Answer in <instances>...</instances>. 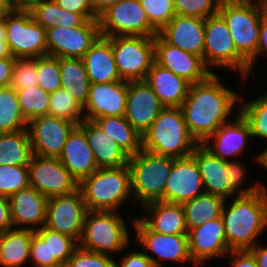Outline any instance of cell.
Segmentation results:
<instances>
[{
    "label": "cell",
    "mask_w": 267,
    "mask_h": 267,
    "mask_svg": "<svg viewBox=\"0 0 267 267\" xmlns=\"http://www.w3.org/2000/svg\"><path fill=\"white\" fill-rule=\"evenodd\" d=\"M52 267H65V265L59 264L57 266H52Z\"/></svg>",
    "instance_id": "obj_65"
},
{
    "label": "cell",
    "mask_w": 267,
    "mask_h": 267,
    "mask_svg": "<svg viewBox=\"0 0 267 267\" xmlns=\"http://www.w3.org/2000/svg\"><path fill=\"white\" fill-rule=\"evenodd\" d=\"M47 31V55L83 58L100 36L99 20H87L82 26H56Z\"/></svg>",
    "instance_id": "obj_15"
},
{
    "label": "cell",
    "mask_w": 267,
    "mask_h": 267,
    "mask_svg": "<svg viewBox=\"0 0 267 267\" xmlns=\"http://www.w3.org/2000/svg\"><path fill=\"white\" fill-rule=\"evenodd\" d=\"M150 214L141 220L154 232L162 234H188L182 204L152 201L143 205Z\"/></svg>",
    "instance_id": "obj_30"
},
{
    "label": "cell",
    "mask_w": 267,
    "mask_h": 267,
    "mask_svg": "<svg viewBox=\"0 0 267 267\" xmlns=\"http://www.w3.org/2000/svg\"><path fill=\"white\" fill-rule=\"evenodd\" d=\"M38 86L49 94L62 88L59 58L50 55L37 57Z\"/></svg>",
    "instance_id": "obj_42"
},
{
    "label": "cell",
    "mask_w": 267,
    "mask_h": 267,
    "mask_svg": "<svg viewBox=\"0 0 267 267\" xmlns=\"http://www.w3.org/2000/svg\"><path fill=\"white\" fill-rule=\"evenodd\" d=\"M64 10L84 14L89 20H98L99 18L93 12L90 0H55Z\"/></svg>",
    "instance_id": "obj_51"
},
{
    "label": "cell",
    "mask_w": 267,
    "mask_h": 267,
    "mask_svg": "<svg viewBox=\"0 0 267 267\" xmlns=\"http://www.w3.org/2000/svg\"><path fill=\"white\" fill-rule=\"evenodd\" d=\"M58 158L78 183L98 169L85 132L78 125L69 134Z\"/></svg>",
    "instance_id": "obj_26"
},
{
    "label": "cell",
    "mask_w": 267,
    "mask_h": 267,
    "mask_svg": "<svg viewBox=\"0 0 267 267\" xmlns=\"http://www.w3.org/2000/svg\"><path fill=\"white\" fill-rule=\"evenodd\" d=\"M136 240L146 254L149 250L159 259L175 262H193L189 254L188 234H162L152 231L140 218L133 220Z\"/></svg>",
    "instance_id": "obj_20"
},
{
    "label": "cell",
    "mask_w": 267,
    "mask_h": 267,
    "mask_svg": "<svg viewBox=\"0 0 267 267\" xmlns=\"http://www.w3.org/2000/svg\"><path fill=\"white\" fill-rule=\"evenodd\" d=\"M6 42L11 56L37 58L47 55V31L29 9L16 8L4 15Z\"/></svg>",
    "instance_id": "obj_8"
},
{
    "label": "cell",
    "mask_w": 267,
    "mask_h": 267,
    "mask_svg": "<svg viewBox=\"0 0 267 267\" xmlns=\"http://www.w3.org/2000/svg\"><path fill=\"white\" fill-rule=\"evenodd\" d=\"M94 121L129 156L142 150V135L128 122L125 116L99 117Z\"/></svg>",
    "instance_id": "obj_33"
},
{
    "label": "cell",
    "mask_w": 267,
    "mask_h": 267,
    "mask_svg": "<svg viewBox=\"0 0 267 267\" xmlns=\"http://www.w3.org/2000/svg\"><path fill=\"white\" fill-rule=\"evenodd\" d=\"M11 54L9 52L6 42V27L4 16L0 17V59L8 58Z\"/></svg>",
    "instance_id": "obj_59"
},
{
    "label": "cell",
    "mask_w": 267,
    "mask_h": 267,
    "mask_svg": "<svg viewBox=\"0 0 267 267\" xmlns=\"http://www.w3.org/2000/svg\"><path fill=\"white\" fill-rule=\"evenodd\" d=\"M78 126L85 132L98 168L128 164L129 155L95 121L84 119Z\"/></svg>",
    "instance_id": "obj_27"
},
{
    "label": "cell",
    "mask_w": 267,
    "mask_h": 267,
    "mask_svg": "<svg viewBox=\"0 0 267 267\" xmlns=\"http://www.w3.org/2000/svg\"><path fill=\"white\" fill-rule=\"evenodd\" d=\"M13 229L8 197L0 196V234Z\"/></svg>",
    "instance_id": "obj_54"
},
{
    "label": "cell",
    "mask_w": 267,
    "mask_h": 267,
    "mask_svg": "<svg viewBox=\"0 0 267 267\" xmlns=\"http://www.w3.org/2000/svg\"><path fill=\"white\" fill-rule=\"evenodd\" d=\"M260 4L263 10V15L267 18V0H261Z\"/></svg>",
    "instance_id": "obj_63"
},
{
    "label": "cell",
    "mask_w": 267,
    "mask_h": 267,
    "mask_svg": "<svg viewBox=\"0 0 267 267\" xmlns=\"http://www.w3.org/2000/svg\"><path fill=\"white\" fill-rule=\"evenodd\" d=\"M23 116L27 121L48 115L50 94L39 86H30L16 91Z\"/></svg>",
    "instance_id": "obj_38"
},
{
    "label": "cell",
    "mask_w": 267,
    "mask_h": 267,
    "mask_svg": "<svg viewBox=\"0 0 267 267\" xmlns=\"http://www.w3.org/2000/svg\"><path fill=\"white\" fill-rule=\"evenodd\" d=\"M33 19L44 29L54 28L60 16V6L55 0H41L29 8Z\"/></svg>",
    "instance_id": "obj_46"
},
{
    "label": "cell",
    "mask_w": 267,
    "mask_h": 267,
    "mask_svg": "<svg viewBox=\"0 0 267 267\" xmlns=\"http://www.w3.org/2000/svg\"><path fill=\"white\" fill-rule=\"evenodd\" d=\"M246 172L247 171L245 170L243 165H241V163H238L236 161L234 162V160L226 161V173L228 174L227 177L230 186L238 195L253 194L260 191L261 189H266L265 186L259 182H256L252 186L250 185L246 189H244V187L241 188L242 187L241 185L243 184L244 181V177H246L245 176Z\"/></svg>",
    "instance_id": "obj_48"
},
{
    "label": "cell",
    "mask_w": 267,
    "mask_h": 267,
    "mask_svg": "<svg viewBox=\"0 0 267 267\" xmlns=\"http://www.w3.org/2000/svg\"><path fill=\"white\" fill-rule=\"evenodd\" d=\"M9 201L14 229L36 231L45 225L48 198L39 193L35 188L28 186L21 189L11 195ZM37 225L39 227L36 228Z\"/></svg>",
    "instance_id": "obj_23"
},
{
    "label": "cell",
    "mask_w": 267,
    "mask_h": 267,
    "mask_svg": "<svg viewBox=\"0 0 267 267\" xmlns=\"http://www.w3.org/2000/svg\"><path fill=\"white\" fill-rule=\"evenodd\" d=\"M187 236L189 254L195 267L211 258L225 256L231 251L221 217L190 229Z\"/></svg>",
    "instance_id": "obj_19"
},
{
    "label": "cell",
    "mask_w": 267,
    "mask_h": 267,
    "mask_svg": "<svg viewBox=\"0 0 267 267\" xmlns=\"http://www.w3.org/2000/svg\"><path fill=\"white\" fill-rule=\"evenodd\" d=\"M59 70L62 88L84 106L88 99L91 81L82 59L59 57Z\"/></svg>",
    "instance_id": "obj_32"
},
{
    "label": "cell",
    "mask_w": 267,
    "mask_h": 267,
    "mask_svg": "<svg viewBox=\"0 0 267 267\" xmlns=\"http://www.w3.org/2000/svg\"><path fill=\"white\" fill-rule=\"evenodd\" d=\"M82 61L91 83L122 81L115 63L112 44L106 37L99 36Z\"/></svg>",
    "instance_id": "obj_29"
},
{
    "label": "cell",
    "mask_w": 267,
    "mask_h": 267,
    "mask_svg": "<svg viewBox=\"0 0 267 267\" xmlns=\"http://www.w3.org/2000/svg\"><path fill=\"white\" fill-rule=\"evenodd\" d=\"M174 158L145 150L129 156L131 192L141 206L152 201L164 202V191Z\"/></svg>",
    "instance_id": "obj_5"
},
{
    "label": "cell",
    "mask_w": 267,
    "mask_h": 267,
    "mask_svg": "<svg viewBox=\"0 0 267 267\" xmlns=\"http://www.w3.org/2000/svg\"><path fill=\"white\" fill-rule=\"evenodd\" d=\"M77 126L72 121L51 115L35 117L28 121L32 155L58 158L71 131Z\"/></svg>",
    "instance_id": "obj_13"
},
{
    "label": "cell",
    "mask_w": 267,
    "mask_h": 267,
    "mask_svg": "<svg viewBox=\"0 0 267 267\" xmlns=\"http://www.w3.org/2000/svg\"><path fill=\"white\" fill-rule=\"evenodd\" d=\"M34 230L11 229L0 234V266L21 267L28 264Z\"/></svg>",
    "instance_id": "obj_31"
},
{
    "label": "cell",
    "mask_w": 267,
    "mask_h": 267,
    "mask_svg": "<svg viewBox=\"0 0 267 267\" xmlns=\"http://www.w3.org/2000/svg\"><path fill=\"white\" fill-rule=\"evenodd\" d=\"M191 156L198 165L205 193L220 196L225 200L238 195L230 186L225 160L215 156L203 144H198Z\"/></svg>",
    "instance_id": "obj_25"
},
{
    "label": "cell",
    "mask_w": 267,
    "mask_h": 267,
    "mask_svg": "<svg viewBox=\"0 0 267 267\" xmlns=\"http://www.w3.org/2000/svg\"><path fill=\"white\" fill-rule=\"evenodd\" d=\"M15 61L13 56L0 59V87L10 86Z\"/></svg>",
    "instance_id": "obj_56"
},
{
    "label": "cell",
    "mask_w": 267,
    "mask_h": 267,
    "mask_svg": "<svg viewBox=\"0 0 267 267\" xmlns=\"http://www.w3.org/2000/svg\"><path fill=\"white\" fill-rule=\"evenodd\" d=\"M42 239H49L50 259H56L65 265L74 251L78 248V242L65 234L53 231L45 226L35 231Z\"/></svg>",
    "instance_id": "obj_40"
},
{
    "label": "cell",
    "mask_w": 267,
    "mask_h": 267,
    "mask_svg": "<svg viewBox=\"0 0 267 267\" xmlns=\"http://www.w3.org/2000/svg\"><path fill=\"white\" fill-rule=\"evenodd\" d=\"M226 201L220 196L204 193L182 203L188 231L204 222L220 218Z\"/></svg>",
    "instance_id": "obj_34"
},
{
    "label": "cell",
    "mask_w": 267,
    "mask_h": 267,
    "mask_svg": "<svg viewBox=\"0 0 267 267\" xmlns=\"http://www.w3.org/2000/svg\"><path fill=\"white\" fill-rule=\"evenodd\" d=\"M100 36H149L158 31L150 24L139 0H120L99 17Z\"/></svg>",
    "instance_id": "obj_11"
},
{
    "label": "cell",
    "mask_w": 267,
    "mask_h": 267,
    "mask_svg": "<svg viewBox=\"0 0 267 267\" xmlns=\"http://www.w3.org/2000/svg\"><path fill=\"white\" fill-rule=\"evenodd\" d=\"M204 184L192 156L174 158L164 191V202L182 204L204 194Z\"/></svg>",
    "instance_id": "obj_18"
},
{
    "label": "cell",
    "mask_w": 267,
    "mask_h": 267,
    "mask_svg": "<svg viewBox=\"0 0 267 267\" xmlns=\"http://www.w3.org/2000/svg\"><path fill=\"white\" fill-rule=\"evenodd\" d=\"M112 51L118 73L124 81L145 80L154 62V37L117 36L106 37Z\"/></svg>",
    "instance_id": "obj_10"
},
{
    "label": "cell",
    "mask_w": 267,
    "mask_h": 267,
    "mask_svg": "<svg viewBox=\"0 0 267 267\" xmlns=\"http://www.w3.org/2000/svg\"><path fill=\"white\" fill-rule=\"evenodd\" d=\"M163 108L145 80L127 82L125 117L141 135L151 127Z\"/></svg>",
    "instance_id": "obj_17"
},
{
    "label": "cell",
    "mask_w": 267,
    "mask_h": 267,
    "mask_svg": "<svg viewBox=\"0 0 267 267\" xmlns=\"http://www.w3.org/2000/svg\"><path fill=\"white\" fill-rule=\"evenodd\" d=\"M83 106L64 88L50 94L48 115L79 125L84 120Z\"/></svg>",
    "instance_id": "obj_37"
},
{
    "label": "cell",
    "mask_w": 267,
    "mask_h": 267,
    "mask_svg": "<svg viewBox=\"0 0 267 267\" xmlns=\"http://www.w3.org/2000/svg\"><path fill=\"white\" fill-rule=\"evenodd\" d=\"M16 8L29 9L34 3L41 0H13Z\"/></svg>",
    "instance_id": "obj_61"
},
{
    "label": "cell",
    "mask_w": 267,
    "mask_h": 267,
    "mask_svg": "<svg viewBox=\"0 0 267 267\" xmlns=\"http://www.w3.org/2000/svg\"><path fill=\"white\" fill-rule=\"evenodd\" d=\"M145 81L159 98L164 107H180L187 97L190 83L177 76L155 61L147 73Z\"/></svg>",
    "instance_id": "obj_28"
},
{
    "label": "cell",
    "mask_w": 267,
    "mask_h": 267,
    "mask_svg": "<svg viewBox=\"0 0 267 267\" xmlns=\"http://www.w3.org/2000/svg\"><path fill=\"white\" fill-rule=\"evenodd\" d=\"M203 62L210 69L221 66L240 71L245 79L249 75V63L238 53L229 28L217 13L205 19Z\"/></svg>",
    "instance_id": "obj_9"
},
{
    "label": "cell",
    "mask_w": 267,
    "mask_h": 267,
    "mask_svg": "<svg viewBox=\"0 0 267 267\" xmlns=\"http://www.w3.org/2000/svg\"><path fill=\"white\" fill-rule=\"evenodd\" d=\"M32 157L28 129L0 133V165H28Z\"/></svg>",
    "instance_id": "obj_35"
},
{
    "label": "cell",
    "mask_w": 267,
    "mask_h": 267,
    "mask_svg": "<svg viewBox=\"0 0 267 267\" xmlns=\"http://www.w3.org/2000/svg\"><path fill=\"white\" fill-rule=\"evenodd\" d=\"M229 255H232L230 267H258L256 259L249 250H231Z\"/></svg>",
    "instance_id": "obj_53"
},
{
    "label": "cell",
    "mask_w": 267,
    "mask_h": 267,
    "mask_svg": "<svg viewBox=\"0 0 267 267\" xmlns=\"http://www.w3.org/2000/svg\"><path fill=\"white\" fill-rule=\"evenodd\" d=\"M249 251L255 257L258 267H267V247H263L257 242Z\"/></svg>",
    "instance_id": "obj_57"
},
{
    "label": "cell",
    "mask_w": 267,
    "mask_h": 267,
    "mask_svg": "<svg viewBox=\"0 0 267 267\" xmlns=\"http://www.w3.org/2000/svg\"><path fill=\"white\" fill-rule=\"evenodd\" d=\"M78 189L88 211L118 212L127 198L134 199L128 164L120 167L98 168L78 183Z\"/></svg>",
    "instance_id": "obj_4"
},
{
    "label": "cell",
    "mask_w": 267,
    "mask_h": 267,
    "mask_svg": "<svg viewBox=\"0 0 267 267\" xmlns=\"http://www.w3.org/2000/svg\"><path fill=\"white\" fill-rule=\"evenodd\" d=\"M239 94L226 88L212 73L205 81L190 84L187 97L180 106L189 133L203 144L227 118L239 102Z\"/></svg>",
    "instance_id": "obj_1"
},
{
    "label": "cell",
    "mask_w": 267,
    "mask_h": 267,
    "mask_svg": "<svg viewBox=\"0 0 267 267\" xmlns=\"http://www.w3.org/2000/svg\"><path fill=\"white\" fill-rule=\"evenodd\" d=\"M120 261V265L116 262L114 267H161V261L155 259L149 254L140 251H133L128 255H124Z\"/></svg>",
    "instance_id": "obj_50"
},
{
    "label": "cell",
    "mask_w": 267,
    "mask_h": 267,
    "mask_svg": "<svg viewBox=\"0 0 267 267\" xmlns=\"http://www.w3.org/2000/svg\"><path fill=\"white\" fill-rule=\"evenodd\" d=\"M158 34L168 43L203 59L205 19L175 15Z\"/></svg>",
    "instance_id": "obj_22"
},
{
    "label": "cell",
    "mask_w": 267,
    "mask_h": 267,
    "mask_svg": "<svg viewBox=\"0 0 267 267\" xmlns=\"http://www.w3.org/2000/svg\"><path fill=\"white\" fill-rule=\"evenodd\" d=\"M254 160L257 161L261 166L265 167L267 170V147L265 146L264 151L262 153H259L254 157Z\"/></svg>",
    "instance_id": "obj_62"
},
{
    "label": "cell",
    "mask_w": 267,
    "mask_h": 267,
    "mask_svg": "<svg viewBox=\"0 0 267 267\" xmlns=\"http://www.w3.org/2000/svg\"><path fill=\"white\" fill-rule=\"evenodd\" d=\"M88 212L79 189L48 199L45 227L68 235L79 242Z\"/></svg>",
    "instance_id": "obj_14"
},
{
    "label": "cell",
    "mask_w": 267,
    "mask_h": 267,
    "mask_svg": "<svg viewBox=\"0 0 267 267\" xmlns=\"http://www.w3.org/2000/svg\"><path fill=\"white\" fill-rule=\"evenodd\" d=\"M260 54H264L267 56V18L262 15L261 23H260V33H259V44L257 47V53L255 57L249 62V74L251 73V69L253 68V64L256 58L260 56Z\"/></svg>",
    "instance_id": "obj_55"
},
{
    "label": "cell",
    "mask_w": 267,
    "mask_h": 267,
    "mask_svg": "<svg viewBox=\"0 0 267 267\" xmlns=\"http://www.w3.org/2000/svg\"><path fill=\"white\" fill-rule=\"evenodd\" d=\"M35 267H52L60 263L50 259L49 239H42L36 232L33 233L30 245V262Z\"/></svg>",
    "instance_id": "obj_49"
},
{
    "label": "cell",
    "mask_w": 267,
    "mask_h": 267,
    "mask_svg": "<svg viewBox=\"0 0 267 267\" xmlns=\"http://www.w3.org/2000/svg\"><path fill=\"white\" fill-rule=\"evenodd\" d=\"M249 138H253L250 126L238 111L234 120L222 124L203 145L215 156L227 161L228 157L239 156L244 153ZM211 139L212 144L209 143Z\"/></svg>",
    "instance_id": "obj_24"
},
{
    "label": "cell",
    "mask_w": 267,
    "mask_h": 267,
    "mask_svg": "<svg viewBox=\"0 0 267 267\" xmlns=\"http://www.w3.org/2000/svg\"><path fill=\"white\" fill-rule=\"evenodd\" d=\"M114 263L111 256L78 247L66 262L65 267H114Z\"/></svg>",
    "instance_id": "obj_47"
},
{
    "label": "cell",
    "mask_w": 267,
    "mask_h": 267,
    "mask_svg": "<svg viewBox=\"0 0 267 267\" xmlns=\"http://www.w3.org/2000/svg\"><path fill=\"white\" fill-rule=\"evenodd\" d=\"M221 0H174L176 15L208 18L219 11Z\"/></svg>",
    "instance_id": "obj_45"
},
{
    "label": "cell",
    "mask_w": 267,
    "mask_h": 267,
    "mask_svg": "<svg viewBox=\"0 0 267 267\" xmlns=\"http://www.w3.org/2000/svg\"><path fill=\"white\" fill-rule=\"evenodd\" d=\"M89 20L84 14L70 12L60 7V16L57 21V26L75 28L82 26Z\"/></svg>",
    "instance_id": "obj_52"
},
{
    "label": "cell",
    "mask_w": 267,
    "mask_h": 267,
    "mask_svg": "<svg viewBox=\"0 0 267 267\" xmlns=\"http://www.w3.org/2000/svg\"><path fill=\"white\" fill-rule=\"evenodd\" d=\"M16 9L13 0H0V17Z\"/></svg>",
    "instance_id": "obj_60"
},
{
    "label": "cell",
    "mask_w": 267,
    "mask_h": 267,
    "mask_svg": "<svg viewBox=\"0 0 267 267\" xmlns=\"http://www.w3.org/2000/svg\"><path fill=\"white\" fill-rule=\"evenodd\" d=\"M154 61L190 84L205 81L212 73L200 56L168 44L159 34L154 37Z\"/></svg>",
    "instance_id": "obj_16"
},
{
    "label": "cell",
    "mask_w": 267,
    "mask_h": 267,
    "mask_svg": "<svg viewBox=\"0 0 267 267\" xmlns=\"http://www.w3.org/2000/svg\"><path fill=\"white\" fill-rule=\"evenodd\" d=\"M27 126L16 90L11 86L0 87V133L16 132Z\"/></svg>",
    "instance_id": "obj_36"
},
{
    "label": "cell",
    "mask_w": 267,
    "mask_h": 267,
    "mask_svg": "<svg viewBox=\"0 0 267 267\" xmlns=\"http://www.w3.org/2000/svg\"><path fill=\"white\" fill-rule=\"evenodd\" d=\"M239 112L248 122L253 138L267 141V93L253 101L244 102L238 107Z\"/></svg>",
    "instance_id": "obj_39"
},
{
    "label": "cell",
    "mask_w": 267,
    "mask_h": 267,
    "mask_svg": "<svg viewBox=\"0 0 267 267\" xmlns=\"http://www.w3.org/2000/svg\"><path fill=\"white\" fill-rule=\"evenodd\" d=\"M10 86L16 91L38 86L37 58H16Z\"/></svg>",
    "instance_id": "obj_44"
},
{
    "label": "cell",
    "mask_w": 267,
    "mask_h": 267,
    "mask_svg": "<svg viewBox=\"0 0 267 267\" xmlns=\"http://www.w3.org/2000/svg\"><path fill=\"white\" fill-rule=\"evenodd\" d=\"M197 145L180 107H164L142 135L143 150L175 159L191 156Z\"/></svg>",
    "instance_id": "obj_3"
},
{
    "label": "cell",
    "mask_w": 267,
    "mask_h": 267,
    "mask_svg": "<svg viewBox=\"0 0 267 267\" xmlns=\"http://www.w3.org/2000/svg\"><path fill=\"white\" fill-rule=\"evenodd\" d=\"M225 20L238 53L249 63L257 53L263 10L259 2H221Z\"/></svg>",
    "instance_id": "obj_7"
},
{
    "label": "cell",
    "mask_w": 267,
    "mask_h": 267,
    "mask_svg": "<svg viewBox=\"0 0 267 267\" xmlns=\"http://www.w3.org/2000/svg\"><path fill=\"white\" fill-rule=\"evenodd\" d=\"M127 81L91 83L88 99L83 106L84 119L125 116Z\"/></svg>",
    "instance_id": "obj_21"
},
{
    "label": "cell",
    "mask_w": 267,
    "mask_h": 267,
    "mask_svg": "<svg viewBox=\"0 0 267 267\" xmlns=\"http://www.w3.org/2000/svg\"><path fill=\"white\" fill-rule=\"evenodd\" d=\"M129 244L124 219L116 211H88L78 247L104 255L119 252Z\"/></svg>",
    "instance_id": "obj_6"
},
{
    "label": "cell",
    "mask_w": 267,
    "mask_h": 267,
    "mask_svg": "<svg viewBox=\"0 0 267 267\" xmlns=\"http://www.w3.org/2000/svg\"><path fill=\"white\" fill-rule=\"evenodd\" d=\"M150 24L159 32L176 15L174 0H139Z\"/></svg>",
    "instance_id": "obj_43"
},
{
    "label": "cell",
    "mask_w": 267,
    "mask_h": 267,
    "mask_svg": "<svg viewBox=\"0 0 267 267\" xmlns=\"http://www.w3.org/2000/svg\"><path fill=\"white\" fill-rule=\"evenodd\" d=\"M29 186L28 165H0V196L10 197Z\"/></svg>",
    "instance_id": "obj_41"
},
{
    "label": "cell",
    "mask_w": 267,
    "mask_h": 267,
    "mask_svg": "<svg viewBox=\"0 0 267 267\" xmlns=\"http://www.w3.org/2000/svg\"><path fill=\"white\" fill-rule=\"evenodd\" d=\"M120 0H90L93 12L99 18L111 6Z\"/></svg>",
    "instance_id": "obj_58"
},
{
    "label": "cell",
    "mask_w": 267,
    "mask_h": 267,
    "mask_svg": "<svg viewBox=\"0 0 267 267\" xmlns=\"http://www.w3.org/2000/svg\"><path fill=\"white\" fill-rule=\"evenodd\" d=\"M28 168L29 186L48 199L68 195L78 189V182L59 158L32 155Z\"/></svg>",
    "instance_id": "obj_12"
},
{
    "label": "cell",
    "mask_w": 267,
    "mask_h": 267,
    "mask_svg": "<svg viewBox=\"0 0 267 267\" xmlns=\"http://www.w3.org/2000/svg\"><path fill=\"white\" fill-rule=\"evenodd\" d=\"M233 203L222 210V221L230 250H249L256 238L267 228V190L237 195Z\"/></svg>",
    "instance_id": "obj_2"
},
{
    "label": "cell",
    "mask_w": 267,
    "mask_h": 267,
    "mask_svg": "<svg viewBox=\"0 0 267 267\" xmlns=\"http://www.w3.org/2000/svg\"><path fill=\"white\" fill-rule=\"evenodd\" d=\"M259 2V0H221V2Z\"/></svg>",
    "instance_id": "obj_64"
}]
</instances>
